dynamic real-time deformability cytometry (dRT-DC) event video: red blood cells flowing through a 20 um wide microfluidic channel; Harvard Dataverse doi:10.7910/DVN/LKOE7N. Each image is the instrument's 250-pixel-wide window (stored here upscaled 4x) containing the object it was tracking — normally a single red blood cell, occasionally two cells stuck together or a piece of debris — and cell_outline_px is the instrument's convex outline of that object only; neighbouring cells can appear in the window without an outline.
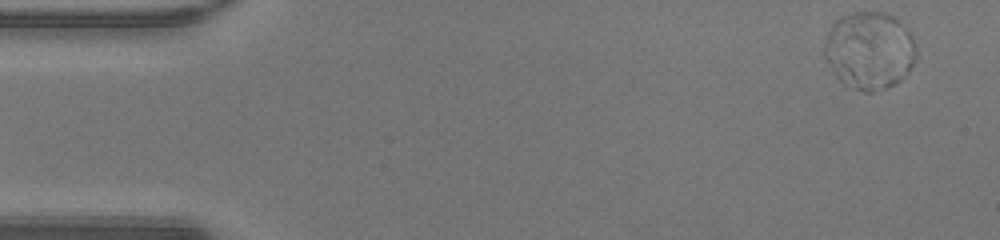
{"species": "human", "species_latin": "Homo sapiens", "temperature_condition": "warm", "stored_images_in_passage": 47, "camera_frame_rate_fps": 3000, "um_per_image_px": 0.085, "donor": {"sex": "male"}, "frame": {"image": 1, "passage_image": 1, "time_ms": 0.0, "image_size_px": [1000, 240], "cell_outline_px": [[916, 60], [908, 72], [896, 84], [888, 88], [872, 92], [864, 92], [844, 84], [832, 72], [824, 56], [824, 48], [828, 32], [832, 24], [840, 16], [852, 12], [888, 12], [912, 36], [916, 44]], "centroid_in_image_um": [73.9, 4.3], "position_along_channel_um": 11.1, "area_um2": 41.67}}
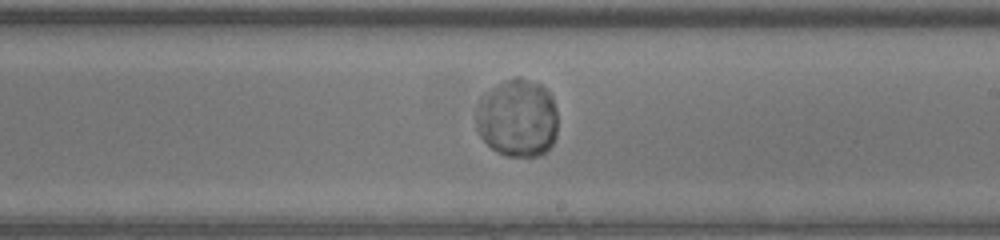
{"frame": {"image": 2, "passage_image": 27, "time_ms": 8.667, "image_size_px": [1000, 240], "cell_outline_px": [[556, 136], [552, 144], [540, 156], [504, 156], [496, 152], [480, 136], [476, 128], [476, 112], [480, 96], [488, 88], [504, 80], [516, 76], [520, 76], [540, 84], [552, 96], [556, 108]], "centroid_in_image_um": [43.95, 10.01], "position_along_channel_um": 245.0, "area_um2": 37.69}}
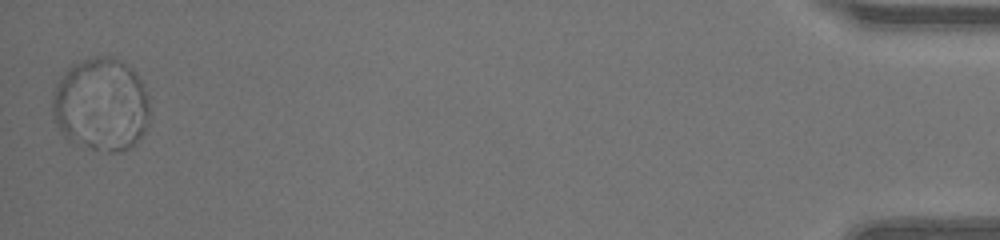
{"frame": {"image": 3, "passage_image": 47, "time_ms": 15.333, "image_size_px": [1000, 240], "cell_outline_px": [[148, 124], [140, 140], [124, 152], [108, 152], [92, 148], [68, 140], [64, 136], [56, 124], [52, 112], [52, 100], [56, 84], [60, 76], [72, 64], [92, 56], [112, 56], [120, 60], [140, 80], [148, 96]], "centroid_in_image_um": [8.58, 8.9], "position_along_channel_um": 426.6, "area_um2": 52.94}, "authors_computed_cell_mechanics": {"area_um2": 39.0728, "velocity_mm_per_s": 4.1566, "shape_relaxation_time_tau1_ms": 3.1177, "shape_relaxation_time_tau2_ms": null, "deformation_change_tau1": 0.0199, "deformation_change_tau2": null}}